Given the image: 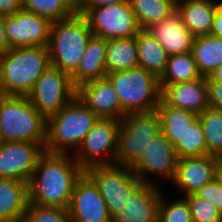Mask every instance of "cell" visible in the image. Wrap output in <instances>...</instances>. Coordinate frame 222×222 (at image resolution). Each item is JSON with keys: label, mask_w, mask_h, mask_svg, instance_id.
Segmentation results:
<instances>
[{"label": "cell", "mask_w": 222, "mask_h": 222, "mask_svg": "<svg viewBox=\"0 0 222 222\" xmlns=\"http://www.w3.org/2000/svg\"><path fill=\"white\" fill-rule=\"evenodd\" d=\"M68 154L45 151L28 182V203L68 209L76 182L85 171Z\"/></svg>", "instance_id": "obj_1"}, {"label": "cell", "mask_w": 222, "mask_h": 222, "mask_svg": "<svg viewBox=\"0 0 222 222\" xmlns=\"http://www.w3.org/2000/svg\"><path fill=\"white\" fill-rule=\"evenodd\" d=\"M50 65L48 47L10 48L1 60L0 94L27 96Z\"/></svg>", "instance_id": "obj_2"}, {"label": "cell", "mask_w": 222, "mask_h": 222, "mask_svg": "<svg viewBox=\"0 0 222 222\" xmlns=\"http://www.w3.org/2000/svg\"><path fill=\"white\" fill-rule=\"evenodd\" d=\"M98 116L76 96L58 113L47 118L45 151L68 154L79 148Z\"/></svg>", "instance_id": "obj_3"}, {"label": "cell", "mask_w": 222, "mask_h": 222, "mask_svg": "<svg viewBox=\"0 0 222 222\" xmlns=\"http://www.w3.org/2000/svg\"><path fill=\"white\" fill-rule=\"evenodd\" d=\"M92 35L87 19L79 13L52 22L48 45L51 66L71 76L77 70Z\"/></svg>", "instance_id": "obj_4"}, {"label": "cell", "mask_w": 222, "mask_h": 222, "mask_svg": "<svg viewBox=\"0 0 222 222\" xmlns=\"http://www.w3.org/2000/svg\"><path fill=\"white\" fill-rule=\"evenodd\" d=\"M47 119L27 96L0 94V142L46 143Z\"/></svg>", "instance_id": "obj_5"}, {"label": "cell", "mask_w": 222, "mask_h": 222, "mask_svg": "<svg viewBox=\"0 0 222 222\" xmlns=\"http://www.w3.org/2000/svg\"><path fill=\"white\" fill-rule=\"evenodd\" d=\"M121 103V119L129 113L157 110L161 101L160 79L142 67L106 75Z\"/></svg>", "instance_id": "obj_6"}, {"label": "cell", "mask_w": 222, "mask_h": 222, "mask_svg": "<svg viewBox=\"0 0 222 222\" xmlns=\"http://www.w3.org/2000/svg\"><path fill=\"white\" fill-rule=\"evenodd\" d=\"M159 133L161 119L157 110L126 114L120 120L115 163L132 167Z\"/></svg>", "instance_id": "obj_7"}, {"label": "cell", "mask_w": 222, "mask_h": 222, "mask_svg": "<svg viewBox=\"0 0 222 222\" xmlns=\"http://www.w3.org/2000/svg\"><path fill=\"white\" fill-rule=\"evenodd\" d=\"M85 174L98 187L111 216L122 209L129 196L143 184L131 167L117 163L89 167Z\"/></svg>", "instance_id": "obj_8"}, {"label": "cell", "mask_w": 222, "mask_h": 222, "mask_svg": "<svg viewBox=\"0 0 222 222\" xmlns=\"http://www.w3.org/2000/svg\"><path fill=\"white\" fill-rule=\"evenodd\" d=\"M119 128L120 120L98 118L73 157L84 171L95 165L115 163Z\"/></svg>", "instance_id": "obj_9"}, {"label": "cell", "mask_w": 222, "mask_h": 222, "mask_svg": "<svg viewBox=\"0 0 222 222\" xmlns=\"http://www.w3.org/2000/svg\"><path fill=\"white\" fill-rule=\"evenodd\" d=\"M76 96L77 88L73 85L71 76L51 65L27 95L36 110L46 119L58 113Z\"/></svg>", "instance_id": "obj_10"}, {"label": "cell", "mask_w": 222, "mask_h": 222, "mask_svg": "<svg viewBox=\"0 0 222 222\" xmlns=\"http://www.w3.org/2000/svg\"><path fill=\"white\" fill-rule=\"evenodd\" d=\"M84 16L93 35L106 40L134 37L141 30L128 0L91 8Z\"/></svg>", "instance_id": "obj_11"}, {"label": "cell", "mask_w": 222, "mask_h": 222, "mask_svg": "<svg viewBox=\"0 0 222 222\" xmlns=\"http://www.w3.org/2000/svg\"><path fill=\"white\" fill-rule=\"evenodd\" d=\"M177 161L178 157L174 152L173 144L162 133H159L149 142L140 159L131 168L134 174L142 179L143 183L159 186L156 181L148 176L157 175L173 182Z\"/></svg>", "instance_id": "obj_12"}, {"label": "cell", "mask_w": 222, "mask_h": 222, "mask_svg": "<svg viewBox=\"0 0 222 222\" xmlns=\"http://www.w3.org/2000/svg\"><path fill=\"white\" fill-rule=\"evenodd\" d=\"M45 152V144L24 141L0 142V177L28 183Z\"/></svg>", "instance_id": "obj_13"}, {"label": "cell", "mask_w": 222, "mask_h": 222, "mask_svg": "<svg viewBox=\"0 0 222 222\" xmlns=\"http://www.w3.org/2000/svg\"><path fill=\"white\" fill-rule=\"evenodd\" d=\"M51 22L33 12L20 9L6 16L5 30L10 48L48 47Z\"/></svg>", "instance_id": "obj_14"}, {"label": "cell", "mask_w": 222, "mask_h": 222, "mask_svg": "<svg viewBox=\"0 0 222 222\" xmlns=\"http://www.w3.org/2000/svg\"><path fill=\"white\" fill-rule=\"evenodd\" d=\"M68 211L72 222H112L98 187L85 173L75 184Z\"/></svg>", "instance_id": "obj_15"}, {"label": "cell", "mask_w": 222, "mask_h": 222, "mask_svg": "<svg viewBox=\"0 0 222 222\" xmlns=\"http://www.w3.org/2000/svg\"><path fill=\"white\" fill-rule=\"evenodd\" d=\"M218 158L210 155L184 157L177 161L173 185L183 193V197L216 178Z\"/></svg>", "instance_id": "obj_16"}, {"label": "cell", "mask_w": 222, "mask_h": 222, "mask_svg": "<svg viewBox=\"0 0 222 222\" xmlns=\"http://www.w3.org/2000/svg\"><path fill=\"white\" fill-rule=\"evenodd\" d=\"M161 193L158 186L143 183L112 216V222H158Z\"/></svg>", "instance_id": "obj_17"}, {"label": "cell", "mask_w": 222, "mask_h": 222, "mask_svg": "<svg viewBox=\"0 0 222 222\" xmlns=\"http://www.w3.org/2000/svg\"><path fill=\"white\" fill-rule=\"evenodd\" d=\"M77 96L99 118L121 120V103L107 77L83 83L77 88Z\"/></svg>", "instance_id": "obj_18"}, {"label": "cell", "mask_w": 222, "mask_h": 222, "mask_svg": "<svg viewBox=\"0 0 222 222\" xmlns=\"http://www.w3.org/2000/svg\"><path fill=\"white\" fill-rule=\"evenodd\" d=\"M161 99L175 108L186 109L196 114L209 107L208 89L205 76L199 79L170 85H160Z\"/></svg>", "instance_id": "obj_19"}, {"label": "cell", "mask_w": 222, "mask_h": 222, "mask_svg": "<svg viewBox=\"0 0 222 222\" xmlns=\"http://www.w3.org/2000/svg\"><path fill=\"white\" fill-rule=\"evenodd\" d=\"M146 30L156 37L169 56L192 52L194 37L176 10Z\"/></svg>", "instance_id": "obj_20"}, {"label": "cell", "mask_w": 222, "mask_h": 222, "mask_svg": "<svg viewBox=\"0 0 222 222\" xmlns=\"http://www.w3.org/2000/svg\"><path fill=\"white\" fill-rule=\"evenodd\" d=\"M218 8L215 0H177L176 11L193 37L211 35Z\"/></svg>", "instance_id": "obj_21"}, {"label": "cell", "mask_w": 222, "mask_h": 222, "mask_svg": "<svg viewBox=\"0 0 222 222\" xmlns=\"http://www.w3.org/2000/svg\"><path fill=\"white\" fill-rule=\"evenodd\" d=\"M106 48V39L91 36L77 70L71 75L76 88L88 81L106 77Z\"/></svg>", "instance_id": "obj_22"}, {"label": "cell", "mask_w": 222, "mask_h": 222, "mask_svg": "<svg viewBox=\"0 0 222 222\" xmlns=\"http://www.w3.org/2000/svg\"><path fill=\"white\" fill-rule=\"evenodd\" d=\"M28 206V183L0 177V222H22Z\"/></svg>", "instance_id": "obj_23"}, {"label": "cell", "mask_w": 222, "mask_h": 222, "mask_svg": "<svg viewBox=\"0 0 222 222\" xmlns=\"http://www.w3.org/2000/svg\"><path fill=\"white\" fill-rule=\"evenodd\" d=\"M139 67L159 79L166 70L169 55L160 42L146 29L136 36Z\"/></svg>", "instance_id": "obj_24"}, {"label": "cell", "mask_w": 222, "mask_h": 222, "mask_svg": "<svg viewBox=\"0 0 222 222\" xmlns=\"http://www.w3.org/2000/svg\"><path fill=\"white\" fill-rule=\"evenodd\" d=\"M139 66L136 36L107 40L106 72L129 70Z\"/></svg>", "instance_id": "obj_25"}, {"label": "cell", "mask_w": 222, "mask_h": 222, "mask_svg": "<svg viewBox=\"0 0 222 222\" xmlns=\"http://www.w3.org/2000/svg\"><path fill=\"white\" fill-rule=\"evenodd\" d=\"M192 54L199 73L208 77L222 64V37L212 35L195 37Z\"/></svg>", "instance_id": "obj_26"}, {"label": "cell", "mask_w": 222, "mask_h": 222, "mask_svg": "<svg viewBox=\"0 0 222 222\" xmlns=\"http://www.w3.org/2000/svg\"><path fill=\"white\" fill-rule=\"evenodd\" d=\"M157 111L161 119V133L172 144L198 119V114L167 105L162 99Z\"/></svg>", "instance_id": "obj_27"}, {"label": "cell", "mask_w": 222, "mask_h": 222, "mask_svg": "<svg viewBox=\"0 0 222 222\" xmlns=\"http://www.w3.org/2000/svg\"><path fill=\"white\" fill-rule=\"evenodd\" d=\"M140 29H147L176 10L175 0H128Z\"/></svg>", "instance_id": "obj_28"}, {"label": "cell", "mask_w": 222, "mask_h": 222, "mask_svg": "<svg viewBox=\"0 0 222 222\" xmlns=\"http://www.w3.org/2000/svg\"><path fill=\"white\" fill-rule=\"evenodd\" d=\"M199 73L192 52L171 55L165 72L160 78V85H170L199 79Z\"/></svg>", "instance_id": "obj_29"}, {"label": "cell", "mask_w": 222, "mask_h": 222, "mask_svg": "<svg viewBox=\"0 0 222 222\" xmlns=\"http://www.w3.org/2000/svg\"><path fill=\"white\" fill-rule=\"evenodd\" d=\"M22 8L52 23L78 13V0H22Z\"/></svg>", "instance_id": "obj_30"}, {"label": "cell", "mask_w": 222, "mask_h": 222, "mask_svg": "<svg viewBox=\"0 0 222 222\" xmlns=\"http://www.w3.org/2000/svg\"><path fill=\"white\" fill-rule=\"evenodd\" d=\"M205 143L207 155L219 158L222 155V110L208 107L198 114Z\"/></svg>", "instance_id": "obj_31"}, {"label": "cell", "mask_w": 222, "mask_h": 222, "mask_svg": "<svg viewBox=\"0 0 222 222\" xmlns=\"http://www.w3.org/2000/svg\"><path fill=\"white\" fill-rule=\"evenodd\" d=\"M173 147L178 159L207 155L205 136L199 119L179 137Z\"/></svg>", "instance_id": "obj_32"}, {"label": "cell", "mask_w": 222, "mask_h": 222, "mask_svg": "<svg viewBox=\"0 0 222 222\" xmlns=\"http://www.w3.org/2000/svg\"><path fill=\"white\" fill-rule=\"evenodd\" d=\"M22 222H72L68 209L28 203Z\"/></svg>", "instance_id": "obj_33"}, {"label": "cell", "mask_w": 222, "mask_h": 222, "mask_svg": "<svg viewBox=\"0 0 222 222\" xmlns=\"http://www.w3.org/2000/svg\"><path fill=\"white\" fill-rule=\"evenodd\" d=\"M163 194L158 210V222H193L191 209L185 197L166 202Z\"/></svg>", "instance_id": "obj_34"}, {"label": "cell", "mask_w": 222, "mask_h": 222, "mask_svg": "<svg viewBox=\"0 0 222 222\" xmlns=\"http://www.w3.org/2000/svg\"><path fill=\"white\" fill-rule=\"evenodd\" d=\"M193 222H222V212L204 198L194 194L185 196Z\"/></svg>", "instance_id": "obj_35"}, {"label": "cell", "mask_w": 222, "mask_h": 222, "mask_svg": "<svg viewBox=\"0 0 222 222\" xmlns=\"http://www.w3.org/2000/svg\"><path fill=\"white\" fill-rule=\"evenodd\" d=\"M199 198H204L222 212V186L215 178L193 193Z\"/></svg>", "instance_id": "obj_36"}, {"label": "cell", "mask_w": 222, "mask_h": 222, "mask_svg": "<svg viewBox=\"0 0 222 222\" xmlns=\"http://www.w3.org/2000/svg\"><path fill=\"white\" fill-rule=\"evenodd\" d=\"M209 107L222 110V83L207 81Z\"/></svg>", "instance_id": "obj_37"}, {"label": "cell", "mask_w": 222, "mask_h": 222, "mask_svg": "<svg viewBox=\"0 0 222 222\" xmlns=\"http://www.w3.org/2000/svg\"><path fill=\"white\" fill-rule=\"evenodd\" d=\"M125 0H78V13L85 15L91 8L103 7Z\"/></svg>", "instance_id": "obj_38"}, {"label": "cell", "mask_w": 222, "mask_h": 222, "mask_svg": "<svg viewBox=\"0 0 222 222\" xmlns=\"http://www.w3.org/2000/svg\"><path fill=\"white\" fill-rule=\"evenodd\" d=\"M22 9V0H0V14L13 15Z\"/></svg>", "instance_id": "obj_39"}, {"label": "cell", "mask_w": 222, "mask_h": 222, "mask_svg": "<svg viewBox=\"0 0 222 222\" xmlns=\"http://www.w3.org/2000/svg\"><path fill=\"white\" fill-rule=\"evenodd\" d=\"M211 35L222 37V0H220V2L218 1V8L214 15Z\"/></svg>", "instance_id": "obj_40"}, {"label": "cell", "mask_w": 222, "mask_h": 222, "mask_svg": "<svg viewBox=\"0 0 222 222\" xmlns=\"http://www.w3.org/2000/svg\"><path fill=\"white\" fill-rule=\"evenodd\" d=\"M5 18V15L0 14V53L2 54L10 49L5 30Z\"/></svg>", "instance_id": "obj_41"}, {"label": "cell", "mask_w": 222, "mask_h": 222, "mask_svg": "<svg viewBox=\"0 0 222 222\" xmlns=\"http://www.w3.org/2000/svg\"><path fill=\"white\" fill-rule=\"evenodd\" d=\"M206 81H217L222 83V64L211 72L208 77H206Z\"/></svg>", "instance_id": "obj_42"}, {"label": "cell", "mask_w": 222, "mask_h": 222, "mask_svg": "<svg viewBox=\"0 0 222 222\" xmlns=\"http://www.w3.org/2000/svg\"><path fill=\"white\" fill-rule=\"evenodd\" d=\"M216 179L222 186V161L218 158V163L216 167Z\"/></svg>", "instance_id": "obj_43"}, {"label": "cell", "mask_w": 222, "mask_h": 222, "mask_svg": "<svg viewBox=\"0 0 222 222\" xmlns=\"http://www.w3.org/2000/svg\"><path fill=\"white\" fill-rule=\"evenodd\" d=\"M2 56H3V54L0 53V75H1V60H2Z\"/></svg>", "instance_id": "obj_44"}]
</instances>
